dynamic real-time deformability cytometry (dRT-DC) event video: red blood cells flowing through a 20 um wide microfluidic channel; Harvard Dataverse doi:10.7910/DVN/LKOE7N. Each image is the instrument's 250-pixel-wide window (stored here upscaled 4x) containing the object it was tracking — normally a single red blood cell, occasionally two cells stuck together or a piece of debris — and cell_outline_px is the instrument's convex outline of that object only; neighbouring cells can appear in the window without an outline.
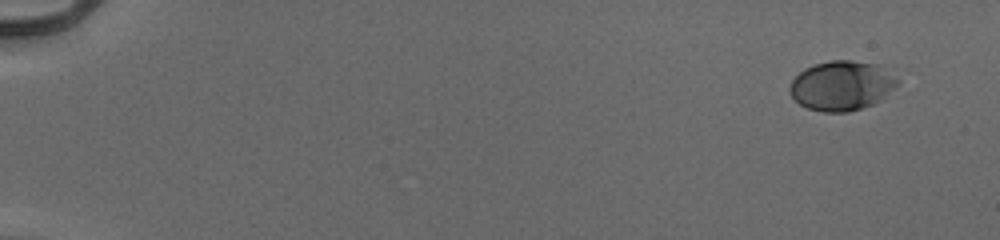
{"species": "human", "species_latin": "Homo sapiens", "temperature_condition": "cold", "stored_images_in_passage": 52, "camera_frame_rate_fps": 3000, "um_per_image_px": 0.085, "donor": {"sex": "male"}, "frame": {"image": 1, "passage_image": 1, "time_ms": 0.0, "image_size_px": [1000, 240], "cell_outline_px": [[900, 84], [880, 100], [872, 104], [848, 112], [824, 112], [808, 108], [800, 104], [792, 96], [788, 88], [792, 80], [804, 68], [816, 64], [832, 60], [852, 60], [876, 64], [900, 76]], "centroid_in_image_um": [71.59, 7.27], "position_along_channel_um": 13.4, "area_um2": 31.33}}
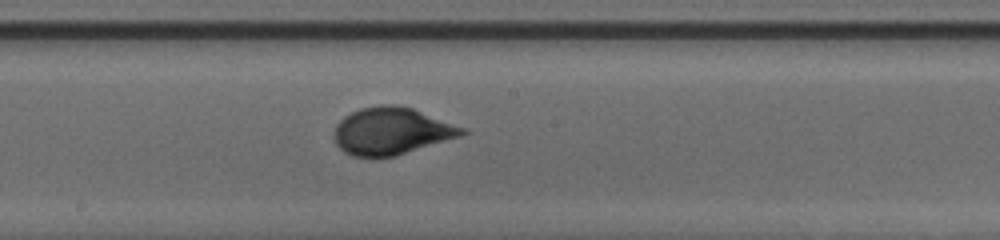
{"frame": {"image": 2, "passage_image": 30, "time_ms": 9.667, "image_size_px": [1000, 240], "cell_outline_px": [[468, 132], [460, 136], [396, 156], [352, 156], [344, 152], [336, 144], [332, 136], [336, 124], [344, 116], [360, 108], [388, 104], [392, 104], [412, 108], [468, 128]], "centroid_in_image_um": [33.28, 11.13], "position_along_channel_um": 214.9, "area_um2": 35.2}}
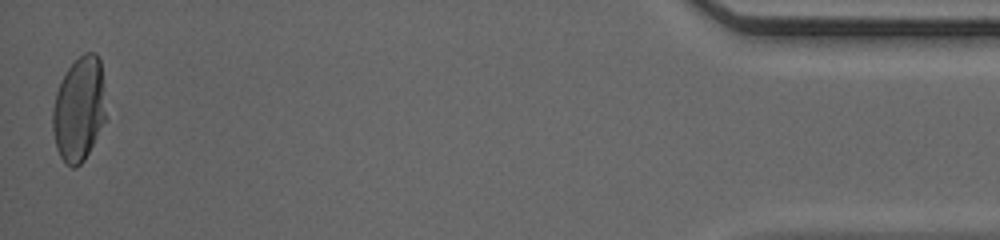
{"frame": {"image": 3, "passage_image": 52, "time_ms": 17.0, "image_size_px": [1000, 240], "cell_outline_px": [[104, 120], [84, 160], [76, 168], [72, 168], [64, 164], [56, 148], [52, 128], [52, 108], [56, 92], [68, 68], [84, 52], [96, 52], [100, 60], [104, 112]], "centroid_in_image_um": [6.66, 9.31], "position_along_channel_um": 428.5, "area_um2": 31.79}, "authors_computed_cell_mechanics": {"area_um2": 32.0212, "velocity_mm_per_s": 3.9463, "shape_relaxation_time_tau1_ms": 3.5536, "shape_relaxation_time_tau2_ms": null, "deformation_change_tau1": 0.1445, "deformation_change_tau2": null}}